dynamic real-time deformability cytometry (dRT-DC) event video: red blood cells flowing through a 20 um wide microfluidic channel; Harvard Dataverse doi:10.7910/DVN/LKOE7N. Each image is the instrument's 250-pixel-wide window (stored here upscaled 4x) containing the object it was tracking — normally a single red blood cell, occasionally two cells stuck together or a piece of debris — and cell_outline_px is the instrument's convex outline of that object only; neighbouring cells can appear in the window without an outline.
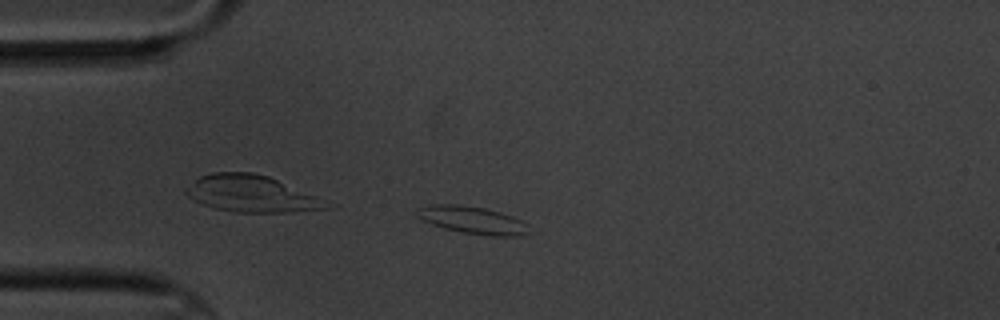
{"species": "common noctule bat (a hibernating species)", "species_latin": "Nyctalus noctula", "temperature_condition": "cold", "stored_images_in_passage": 8, "camera_frame_rate_fps": 3000, "um_per_image_px": 0.085, "animal": {"sex": "male", "body_mass_g": 20.1, "forearm_length_mm": 53.5}, "frame": {"image": 1, "passage_image": 3, "time_ms": 2.333, "image_size_px": [1000, 320], "cell_outline_px": [[528, 232], [520, 236], [488, 236], [464, 232], [444, 228], [432, 224], [416, 216], [416, 208], [432, 204], [456, 204], [484, 208], [500, 212], [512, 216], [528, 224]], "centroid_in_image_um": [40.15, 18.7], "position_along_channel_um": 44.8, "area_um2": 17.8}}
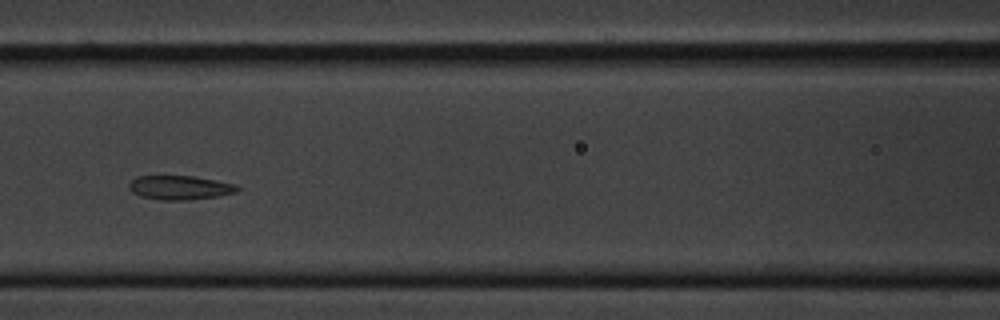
{"frame": {"image": 2, "passage_image": 6, "time_ms": 6.0, "image_size_px": [1000, 320], "cell_outline_px": [[240, 188], [236, 192], [216, 196], [188, 200], [160, 200], [140, 196], [132, 192], [128, 188], [128, 184], [136, 176], [192, 176], [216, 180], [236, 184]], "centroid_in_image_um": [15.26, 15.94], "position_along_channel_um": 151.3, "area_um2": 15.2}}
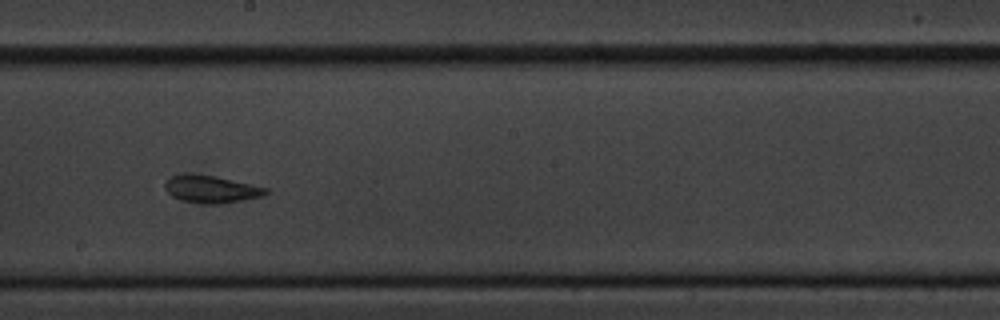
{"frame": {"image": 3, "passage_image": 8, "time_ms": 8.333, "image_size_px": [1000, 320], "cell_outline_px": [[268, 192], [260, 196], [244, 200], [224, 204], [204, 204], [180, 200], [172, 196], [164, 188], [164, 184], [172, 176], [184, 172], [216, 176], [268, 188]], "centroid_in_image_um": [17.91, 16.07], "position_along_channel_um": 230.3, "area_um2": 16.24}}